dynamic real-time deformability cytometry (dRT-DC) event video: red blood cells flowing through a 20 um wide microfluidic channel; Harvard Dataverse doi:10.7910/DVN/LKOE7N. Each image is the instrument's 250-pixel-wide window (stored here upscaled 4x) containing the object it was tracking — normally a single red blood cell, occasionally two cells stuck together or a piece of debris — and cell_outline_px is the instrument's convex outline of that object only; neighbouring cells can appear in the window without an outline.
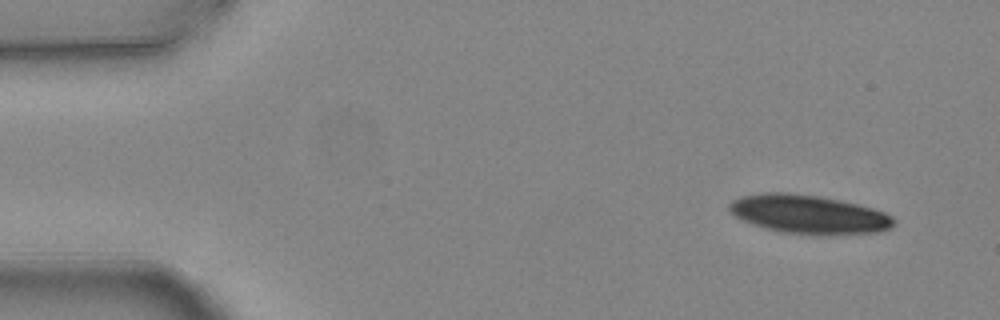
{"species": "common noctule bat (a hibernating species)", "species_latin": "Nyctalus noctula", "temperature_condition": "warm", "stored_images_in_passage": 5, "camera_frame_rate_fps": 3000, "um_per_image_px": 0.085, "animal": {"sex": "female", "body_mass_g": 24.6, "forearm_length_mm": 56.2}, "frame": {"image": 1, "passage_image": 1, "time_ms": 0.0, "image_size_px": [1000, 320], "cell_outline_px": [[896, 224], [892, 228], [880, 232], [832, 236], [812, 236], [780, 232], [752, 224], [736, 216], [728, 208], [728, 204], [732, 200], [740, 196], [764, 192], [788, 192], [820, 196], [840, 200], [872, 208], [884, 212], [892, 216], [896, 220]], "centroid_in_image_um": [68.79, 18.24], "position_along_channel_um": 16.2, "area_um2": 37.92}}
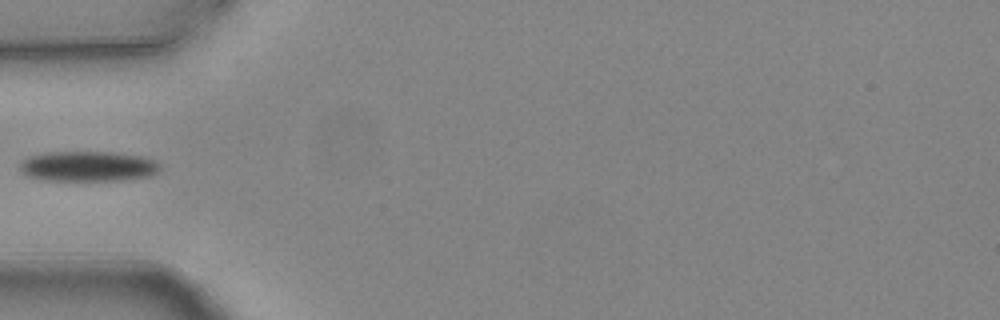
{"frame": {"image": 2, "passage_image": 4, "time_ms": 1.0, "image_size_px": [1000, 320], "cell_outline_px": [[160, 168], [152, 176], [120, 180], [44, 180], [28, 176], [20, 168], [20, 164], [28, 156], [48, 152], [112, 152], [140, 156], [156, 160], [160, 164]], "centroid_in_image_um": [7.51, 14.13], "position_along_channel_um": 77.5, "area_um2": 24.57}}
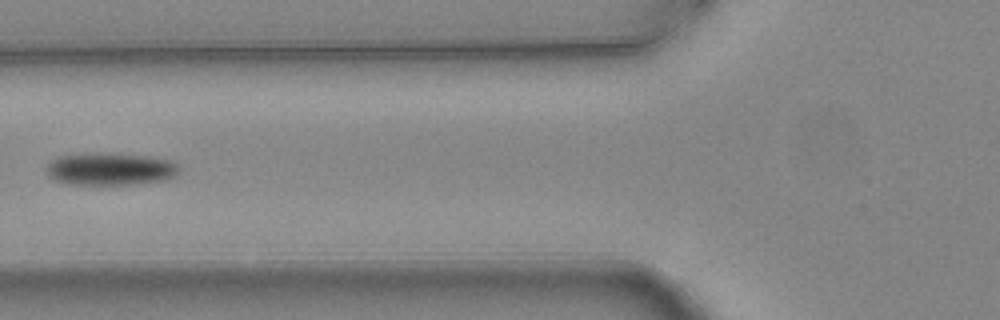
{"frame": {"image": 3, "passage_image": 5, "time_ms": 1.333, "image_size_px": [1000, 320], "cell_outline_px": [[176, 176], [164, 180], [136, 184], [68, 184], [56, 180], [48, 176], [48, 164], [52, 160], [60, 156], [92, 152], [104, 152], [148, 156], [168, 160], [176, 164]], "centroid_in_image_um": [9.35, 14.35], "position_along_channel_um": 116.5, "area_um2": 24.97}}